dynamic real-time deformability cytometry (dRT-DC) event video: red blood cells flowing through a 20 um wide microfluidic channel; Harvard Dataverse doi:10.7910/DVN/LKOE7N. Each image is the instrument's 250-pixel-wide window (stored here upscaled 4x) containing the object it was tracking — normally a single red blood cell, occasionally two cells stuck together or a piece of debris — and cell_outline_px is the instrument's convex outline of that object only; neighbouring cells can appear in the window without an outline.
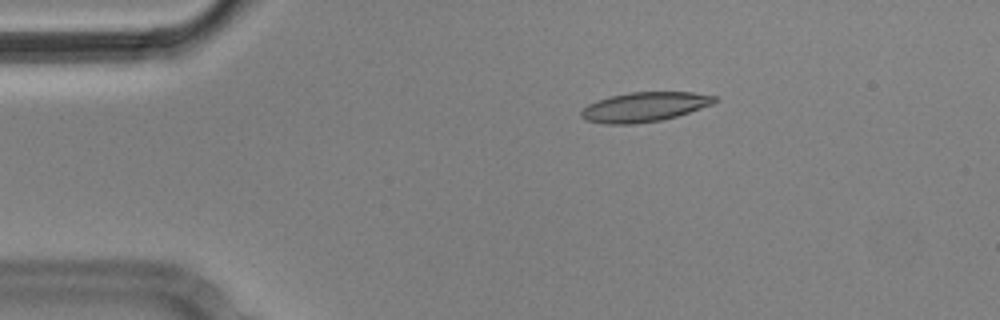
{"species": "Egyptian fruit bat (a non-hibernating species)", "species_latin": "Rousettus aegyptiacus", "temperature_condition": "cold", "stored_images_in_passage": 47, "camera_frame_rate_fps": 3000, "um_per_image_px": 0.085, "animal": {"sex": "male"}, "frame": {"image": 1, "passage_image": 1, "time_ms": 0.0, "image_size_px": [1000, 320], "cell_outline_px": [[716, 100], [712, 104], [676, 116], [660, 120], [636, 124], [608, 124], [588, 120], [580, 116], [580, 112], [588, 104], [612, 96], [628, 92], [692, 92], [716, 96]], "centroid_in_image_um": [54.77, 9.09], "position_along_channel_um": 30.2, "area_um2": 22.6}}
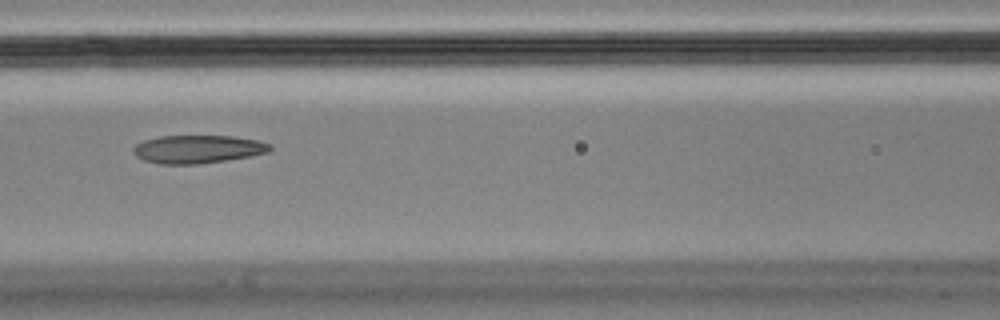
{"frame": {"image": 2, "passage_image": 15, "time_ms": 4.667, "image_size_px": [1000, 320], "cell_outline_px": [[272, 148], [268, 152], [252, 156], [196, 164], [160, 164], [144, 160], [136, 156], [132, 152], [132, 148], [136, 144], [144, 140], [160, 136], [232, 136], [260, 140], [272, 144]], "centroid_in_image_um": [16.82, 12.67], "position_along_channel_um": 149.8, "area_um2": 22.48}}
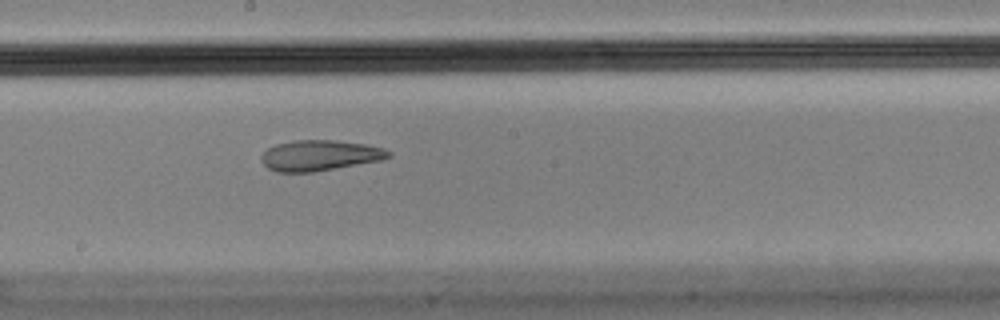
{"frame": {"image": 3, "passage_image": 21, "time_ms": 6.667, "image_size_px": [1000, 320], "cell_outline_px": [[392, 156], [380, 160], [312, 172], [276, 172], [268, 168], [260, 160], [260, 156], [268, 148], [276, 144], [292, 140], [336, 140], [364, 144], [384, 148], [392, 152]], "centroid_in_image_um": [27.16, 13.2], "position_along_channel_um": 221.0, "area_um2": 22.66}, "authors_computed_cell_mechanics": {"area_um2": 24.3338, "velocity_mm_per_s": 3.5745, "shape_relaxation_time_tau1_ms": null, "shape_relaxation_time_tau2_ms": 2.8396, "deformation_change_tau1": null, "deformation_change_tau2": 0.0973}}